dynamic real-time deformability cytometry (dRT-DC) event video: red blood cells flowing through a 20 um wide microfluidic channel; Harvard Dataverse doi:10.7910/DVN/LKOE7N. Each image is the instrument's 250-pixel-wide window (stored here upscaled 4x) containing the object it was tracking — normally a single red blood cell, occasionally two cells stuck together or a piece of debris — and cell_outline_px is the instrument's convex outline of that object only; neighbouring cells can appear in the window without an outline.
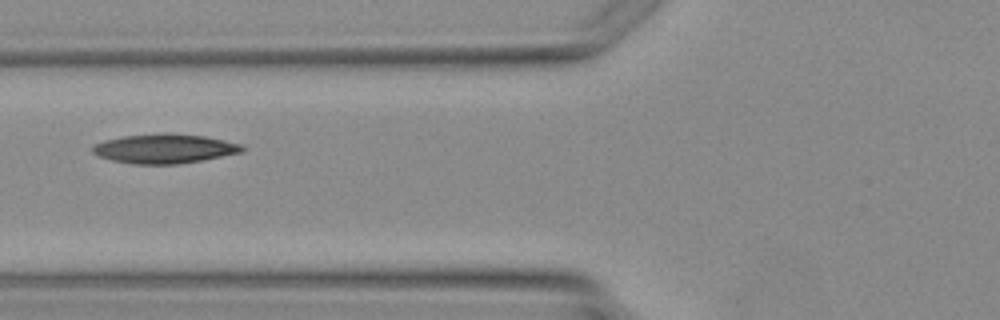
{"species": "Egyptian fruit bat (a non-hibernating species)", "species_latin": "Rousettus aegyptiacus", "temperature_condition": "warm", "stored_images_in_passage": 2, "camera_frame_rate_fps": 3000, "um_per_image_px": 0.085, "animal": {"sex": "female"}, "frame": {"image": 1, "passage_image": 2, "time_ms": 1.0, "image_size_px": [1000, 320], "cell_outline_px": [[244, 152], [200, 160], [176, 164], [132, 164], [112, 160], [100, 156], [92, 152], [92, 144], [104, 140], [124, 136], [160, 132], [168, 132], [204, 136], [244, 144]], "centroid_in_image_um": [13.98, 12.62], "position_along_channel_um": 111.8, "area_um2": 25.78}}